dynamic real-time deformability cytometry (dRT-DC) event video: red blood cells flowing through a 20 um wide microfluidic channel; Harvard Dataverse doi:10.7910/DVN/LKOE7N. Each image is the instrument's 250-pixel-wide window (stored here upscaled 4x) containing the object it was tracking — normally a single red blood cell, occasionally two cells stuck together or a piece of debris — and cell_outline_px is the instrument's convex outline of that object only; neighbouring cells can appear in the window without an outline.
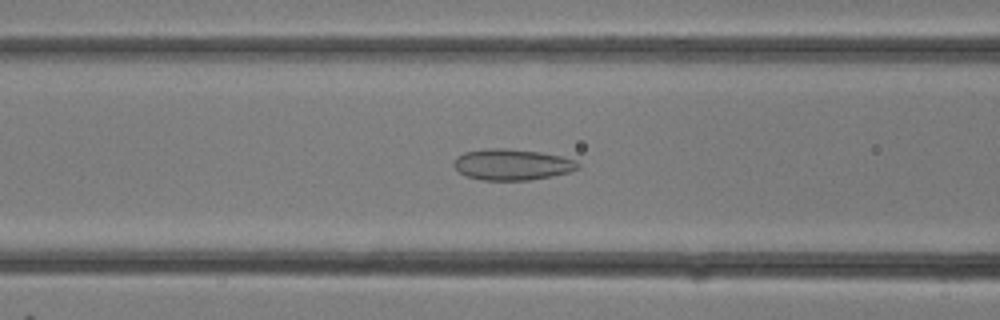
{"species": "common noctule bat (a hibernating species)", "species_latin": "Nyctalus noctula", "temperature_condition": "room temperature", "stored_images_in_passage": 29, "camera_frame_rate_fps": 3000, "um_per_image_px": 0.085, "animal": {"sex": "female"}, "frame": {"image": 1, "passage_image": 10, "time_ms": 3.0, "image_size_px": [1000, 320], "cell_outline_px": [[580, 168], [568, 172], [552, 176], [528, 180], [480, 180], [464, 176], [452, 164], [456, 156], [464, 152], [488, 148], [504, 148], [540, 152], [560, 156], [576, 160], [580, 164]], "centroid_in_image_um": [43.5, 13.99], "position_along_channel_um": 123.1, "area_um2": 22.6}}
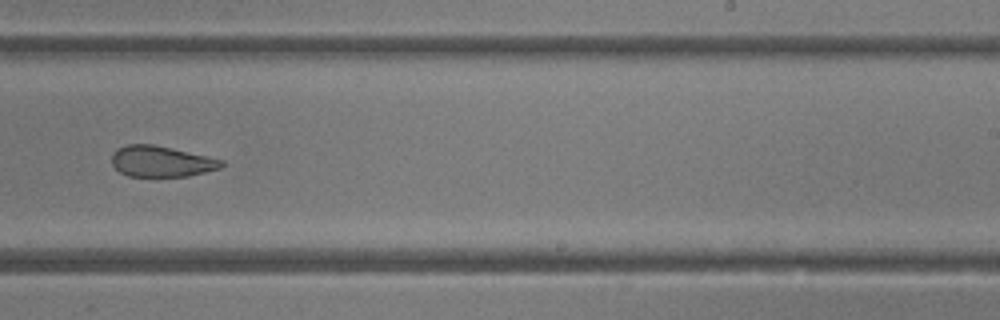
{"frame": {"image": 2, "passage_image": 17, "time_ms": 5.333, "image_size_px": [1000, 320], "cell_outline_px": [[224, 164], [220, 168], [188, 176], [128, 176], [120, 172], [112, 164], [112, 152], [116, 148], [128, 144], [152, 144], [172, 148], [208, 156], [224, 160]], "centroid_in_image_um": [13.69, 13.71], "position_along_channel_um": 275.3, "area_um2": 19.77}}
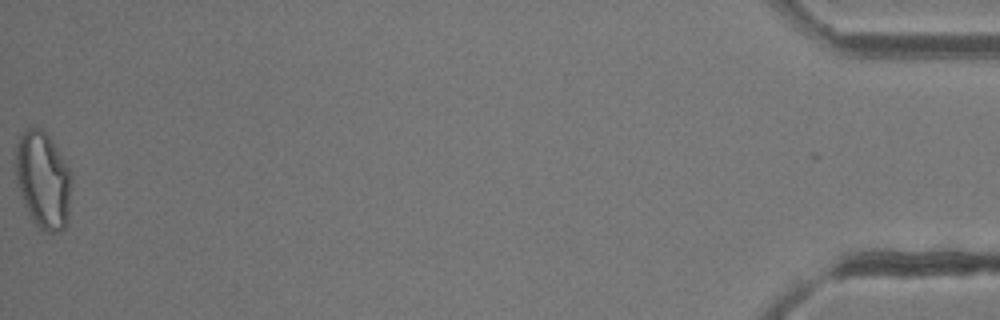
{"frame": {"image": 3, "passage_image": 29, "time_ms": 9.333, "image_size_px": [1000, 320], "cell_outline_px": [[72, 180], [68, 220], [64, 228], [60, 232], [48, 232], [36, 228], [20, 196], [16, 180], [16, 144], [24, 128], [40, 128], [48, 136], [56, 148], [68, 168], [72, 176]], "centroid_in_image_um": [3.65, 15.35], "position_along_channel_um": 431.5, "area_um2": 31.73}}